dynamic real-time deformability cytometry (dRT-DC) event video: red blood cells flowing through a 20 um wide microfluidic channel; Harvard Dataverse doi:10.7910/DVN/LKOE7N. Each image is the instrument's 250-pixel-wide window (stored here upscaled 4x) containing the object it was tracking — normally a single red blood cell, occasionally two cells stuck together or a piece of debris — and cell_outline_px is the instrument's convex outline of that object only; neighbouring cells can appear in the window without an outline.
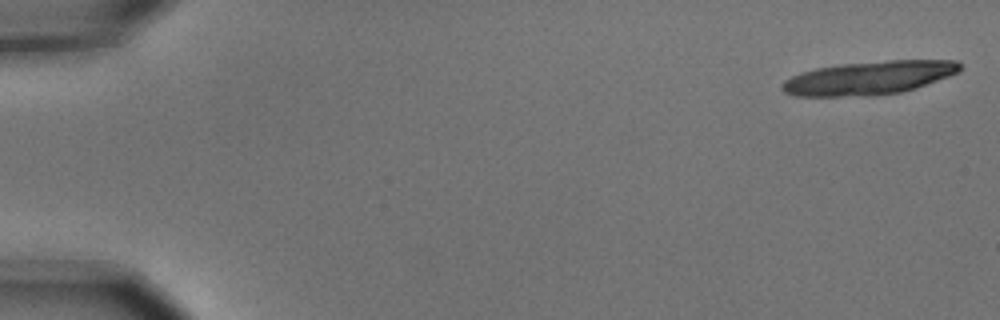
{"species": "common noctule bat (a hibernating species)", "species_latin": "Nyctalus noctula", "temperature_condition": "cold", "stored_images_in_passage": 8, "camera_frame_rate_fps": 3000, "um_per_image_px": 0.085, "animal": {"sex": "male", "body_mass_g": 15.6}, "frame": {"image": 1, "passage_image": 1, "time_ms": 0.0, "image_size_px": [1000, 320], "cell_outline_px": [[964, 64], [960, 72], [916, 88], [900, 92], [872, 96], [792, 96], [784, 92], [780, 88], [780, 84], [784, 80], [800, 72], [816, 68], [840, 64], [888, 60], [956, 60]], "centroid_in_image_um": [73.86, 6.62], "position_along_channel_um": 11.1, "area_um2": 35.08}}
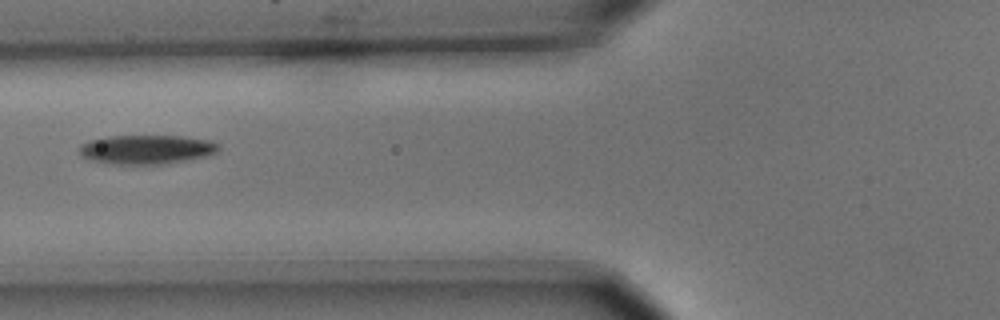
{"frame": {"image": 2, "passage_image": 7, "time_ms": 2.0, "image_size_px": [1000, 320], "cell_outline_px": [[220, 148], [216, 152], [204, 156], [184, 160], [160, 164], [112, 164], [92, 160], [84, 156], [80, 152], [80, 144], [88, 140], [108, 136], [180, 136], [208, 140], [220, 144]], "centroid_in_image_um": [12.44, 12.69], "position_along_channel_um": 113.4, "area_um2": 23.35}}
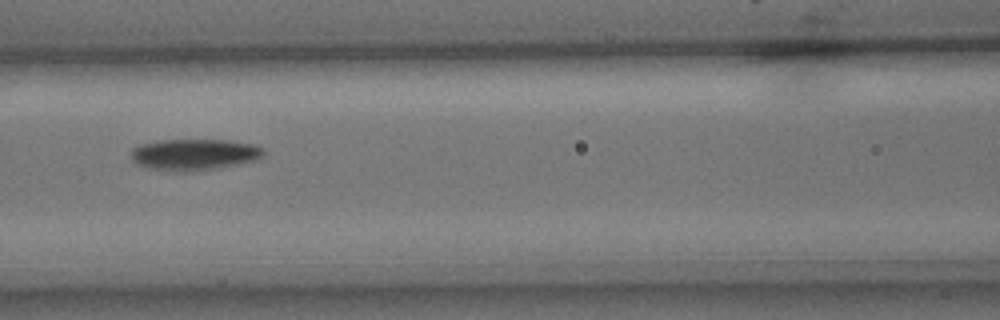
{"frame": {"image": 3, "passage_image": 8, "time_ms": 2.333, "image_size_px": [1000, 320], "cell_outline_px": [[264, 156], [256, 160], [240, 164], [192, 172], [184, 172], [148, 168], [136, 164], [132, 160], [132, 148], [140, 144], [160, 140], [228, 140], [256, 144], [264, 148]], "centroid_in_image_um": [16.55, 13.13], "position_along_channel_um": 150.1, "area_um2": 24.45}}